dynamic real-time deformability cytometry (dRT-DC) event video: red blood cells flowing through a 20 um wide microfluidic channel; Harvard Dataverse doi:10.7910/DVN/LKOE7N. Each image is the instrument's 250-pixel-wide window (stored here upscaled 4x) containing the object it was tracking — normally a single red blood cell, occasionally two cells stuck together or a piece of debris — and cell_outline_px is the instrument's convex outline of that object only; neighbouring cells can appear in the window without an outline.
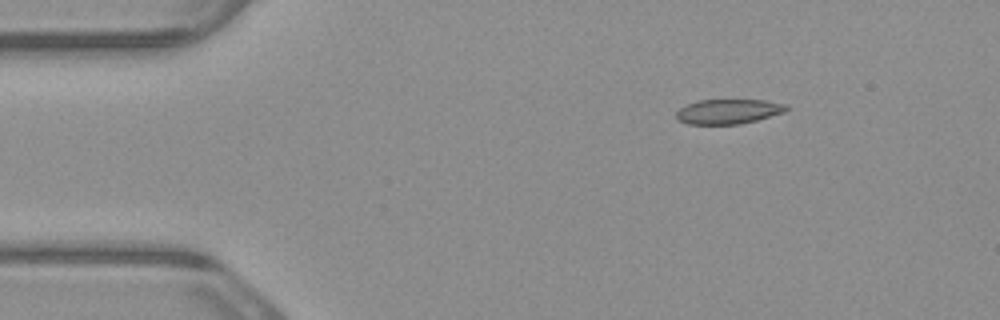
{"species": "common noctule bat (a hibernating species)", "species_latin": "Nyctalus noctula", "temperature_condition": "warm", "stored_images_in_passage": 4, "camera_frame_rate_fps": 3000, "um_per_image_px": 0.085, "animal": {"sex": "male", "body_mass_g": 23.1, "forearm_length_mm": 52.7}, "frame": {"image": 1, "passage_image": 1, "time_ms": 0.0, "image_size_px": [1000, 320], "cell_outline_px": [[792, 108], [784, 112], [756, 120], [740, 124], [688, 124], [676, 120], [676, 112], [680, 108], [688, 104], [700, 100], [764, 100], [788, 104]], "centroid_in_image_um": [61.94, 9.47], "position_along_channel_um": 23.1, "area_um2": 15.95}}
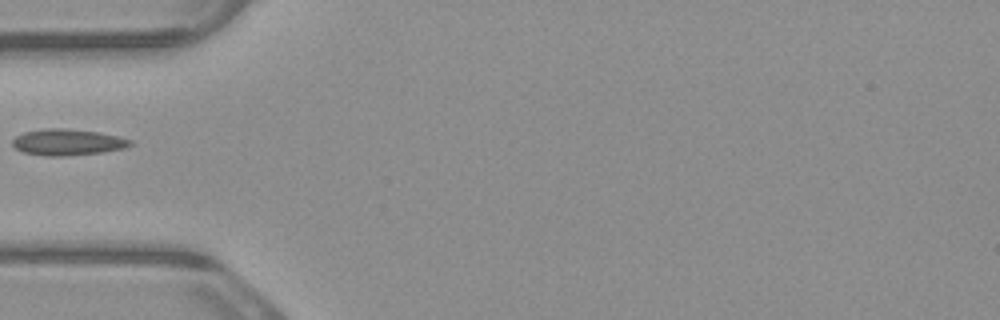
{"frame": {"image": 2, "passage_image": 3, "time_ms": 0.667, "image_size_px": [1000, 320], "cell_outline_px": [[132, 144], [124, 148], [100, 152], [64, 156], [44, 156], [24, 152], [16, 148], [12, 144], [12, 140], [16, 136], [24, 132], [44, 128], [68, 128], [100, 132], [132, 140]], "centroid_in_image_um": [5.72, 12.07], "position_along_channel_um": 79.3, "area_um2": 17.98}}
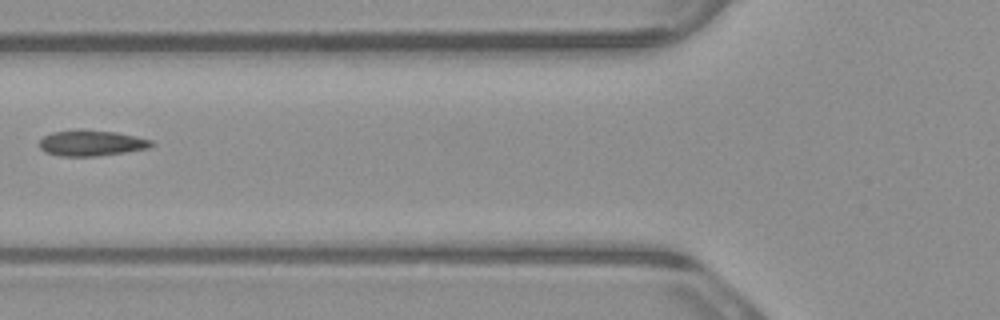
{"frame": {"image": 3, "passage_image": 4, "time_ms": 1.0, "image_size_px": [1000, 320], "cell_outline_px": [[156, 144], [148, 148], [124, 152], [96, 156], [60, 156], [44, 152], [40, 148], [40, 140], [44, 136], [52, 132], [80, 128], [116, 132], [136, 136], [152, 140]], "centroid_in_image_um": [7.76, 12.14], "position_along_channel_um": 118.0, "area_um2": 17.05}}